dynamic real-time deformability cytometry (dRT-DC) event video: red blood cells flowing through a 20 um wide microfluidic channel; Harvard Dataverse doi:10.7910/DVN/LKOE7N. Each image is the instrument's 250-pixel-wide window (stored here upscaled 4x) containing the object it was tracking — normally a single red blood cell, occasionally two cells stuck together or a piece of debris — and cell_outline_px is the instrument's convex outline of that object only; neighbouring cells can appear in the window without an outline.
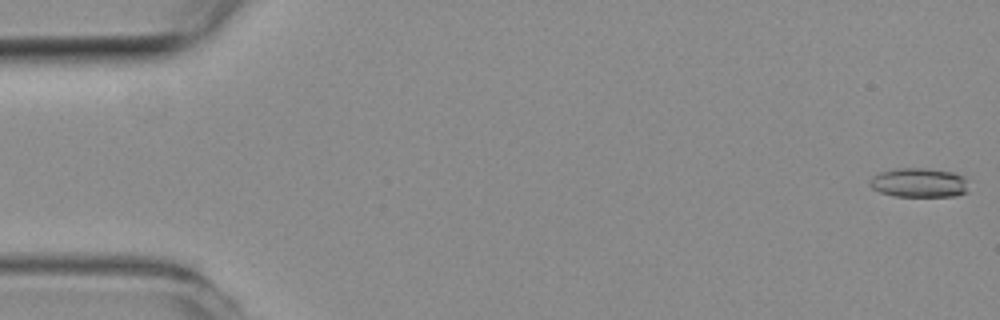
{"species": "common noctule bat (a hibernating species)", "species_latin": "Nyctalus noctula", "temperature_condition": "room temperature", "stored_images_in_passage": 52, "camera_frame_rate_fps": 3000, "um_per_image_px": 0.085, "animal": {"sex": "female", "body_mass_g": 19.3, "forearm_length_mm": 54.1}, "frame": {"image": 1, "passage_image": 1, "time_ms": 0.0, "image_size_px": [1000, 320], "cell_outline_px": [[968, 192], [956, 196], [896, 196], [880, 192], [872, 188], [868, 184], [868, 180], [872, 176], [880, 172], [892, 168], [924, 168], [952, 172], [964, 176]], "centroid_in_image_um": [78.08, 15.52], "position_along_channel_um": 6.9, "area_um2": 16.99}}
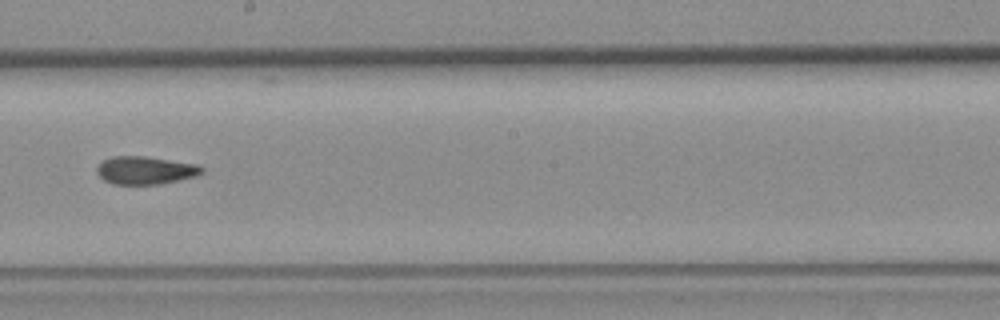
{"frame": {"image": 2, "passage_image": 29, "time_ms": 9.333, "image_size_px": [1000, 320], "cell_outline_px": [[204, 172], [196, 176], [180, 180], [160, 184], [112, 184], [104, 180], [96, 172], [96, 168], [104, 160], [112, 156], [144, 156], [200, 164], [204, 168]], "centroid_in_image_um": [12.4, 14.47], "position_along_channel_um": 235.8, "area_um2": 17.22}}
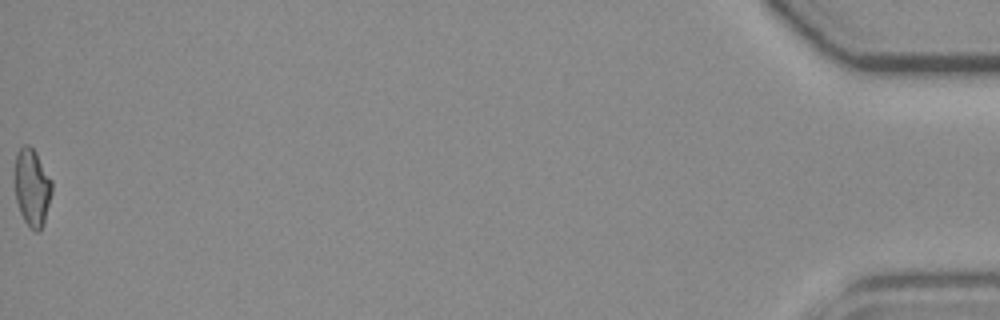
{"frame": {"image": 3, "passage_image": 52, "time_ms": 17.0, "image_size_px": [1000, 320], "cell_outline_px": [[52, 192], [44, 220], [40, 228], [36, 232], [24, 220], [20, 212], [16, 200], [16, 152], [24, 144], [28, 144], [36, 152], [52, 180]], "centroid_in_image_um": [2.74, 15.89], "position_along_channel_um": 432.5, "area_um2": 16.36}, "authors_computed_cell_mechanics": {"area_um2": 16.9932, "velocity_mm_per_s": 4.004, "shape_relaxation_time_tau1_ms": null, "shape_relaxation_time_tau2_ms": 7.4335, "deformation_change_tau1": null, "deformation_change_tau2": 0.1419}}